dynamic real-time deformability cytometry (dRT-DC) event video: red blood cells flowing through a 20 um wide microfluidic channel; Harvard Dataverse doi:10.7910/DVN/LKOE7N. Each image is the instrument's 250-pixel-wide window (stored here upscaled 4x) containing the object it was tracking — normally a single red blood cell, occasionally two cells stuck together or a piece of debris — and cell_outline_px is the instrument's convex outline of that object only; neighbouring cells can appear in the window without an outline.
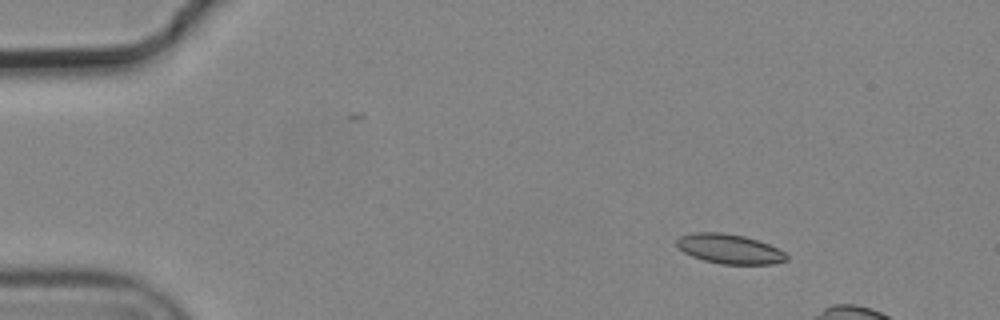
{"species": "common noctule bat (a hibernating species)", "species_latin": "Nyctalus noctula", "temperature_condition": "cold", "stored_images_in_passage": 5, "camera_frame_rate_fps": 3000, "um_per_image_px": 0.085, "animal": {"sex": "male", "body_mass_g": 19.2, "forearm_length_mm": 51.8}, "frame": {"image": 1, "passage_image": 2, "time_ms": 0.333, "image_size_px": [1000, 320], "cell_outline_px": [[788, 260], [772, 264], [720, 264], [704, 260], [692, 256], [684, 252], [676, 244], [676, 240], [680, 236], [692, 232], [720, 232], [744, 236], [768, 244], [784, 252], [788, 256]], "centroid_in_image_um": [61.99, 21.16], "position_along_channel_um": 23.0, "area_um2": 18.84}}